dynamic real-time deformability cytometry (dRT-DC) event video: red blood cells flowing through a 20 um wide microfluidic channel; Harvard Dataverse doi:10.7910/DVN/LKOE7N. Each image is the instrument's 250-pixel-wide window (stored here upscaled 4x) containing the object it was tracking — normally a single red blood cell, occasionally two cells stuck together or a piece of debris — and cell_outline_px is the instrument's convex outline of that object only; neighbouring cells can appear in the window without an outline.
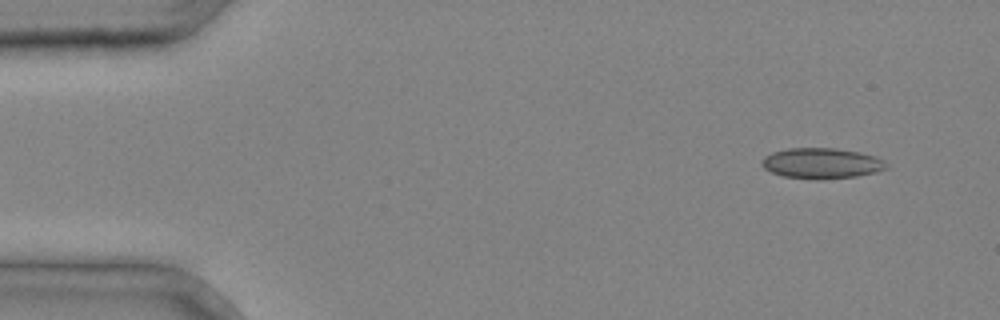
{"species": "common noctule bat (a hibernating species)", "species_latin": "Nyctalus noctula", "temperature_condition": "cold", "stored_images_in_passage": 3, "camera_frame_rate_fps": 3000, "um_per_image_px": 0.085, "animal": {"sex": "male", "body_mass_g": 20.4}, "frame": {"image": 1, "passage_image": 1, "time_ms": 0.0, "image_size_px": [1000, 320], "cell_outline_px": [[888, 168], [876, 172], [856, 176], [820, 180], [816, 180], [784, 176], [772, 172], [764, 168], [760, 164], [760, 160], [764, 156], [772, 152], [788, 148], [836, 148], [860, 152], [876, 156], [884, 160], [888, 164]], "centroid_in_image_um": [69.84, 13.88], "position_along_channel_um": 15.2, "area_um2": 22.48}}
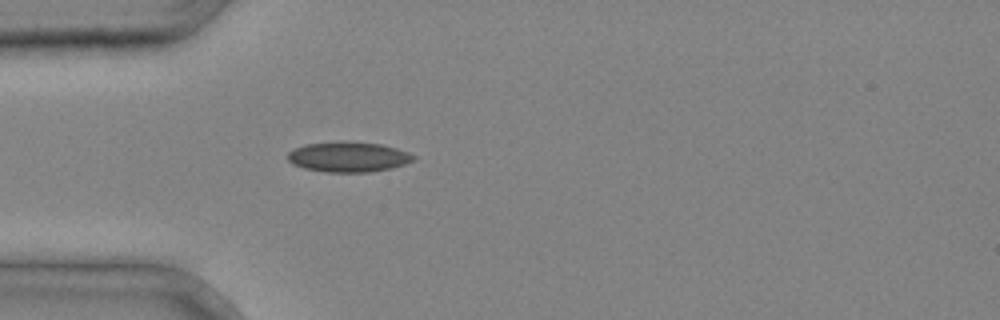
{"frame": {"image": 2, "passage_image": 3, "time_ms": 0.667, "image_size_px": [1000, 320], "cell_outline_px": [[416, 156], [412, 160], [404, 164], [392, 168], [372, 172], [324, 172], [304, 168], [292, 164], [288, 160], [288, 152], [304, 144], [380, 144], [396, 148], [408, 152]], "centroid_in_image_um": [29.61, 13.39], "position_along_channel_um": 55.4, "area_um2": 21.21}}